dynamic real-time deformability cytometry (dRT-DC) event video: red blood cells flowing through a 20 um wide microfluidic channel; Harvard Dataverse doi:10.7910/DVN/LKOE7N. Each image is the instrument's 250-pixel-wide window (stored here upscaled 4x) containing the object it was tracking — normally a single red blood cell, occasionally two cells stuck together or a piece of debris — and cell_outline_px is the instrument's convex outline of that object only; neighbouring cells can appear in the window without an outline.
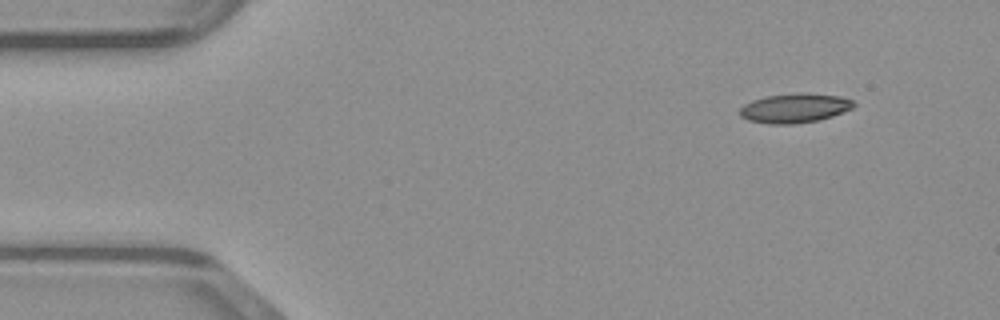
{"species": "common noctule bat (a hibernating species)", "species_latin": "Nyctalus noctula", "temperature_condition": "warm", "stored_images_in_passage": 44, "camera_frame_rate_fps": 3000, "um_per_image_px": 0.085, "animal": {"sex": "male", "body_mass_g": 23.1, "forearm_length_mm": 52.7}, "frame": {"image": 1, "passage_image": 1, "time_ms": 0.0, "image_size_px": [1000, 320], "cell_outline_px": [[856, 104], [852, 108], [832, 116], [816, 120], [792, 124], [768, 124], [748, 120], [740, 116], [740, 108], [744, 104], [752, 100], [764, 96], [840, 96], [852, 100]], "centroid_in_image_um": [67.48, 9.24], "position_along_channel_um": 17.5, "area_um2": 18.38}}
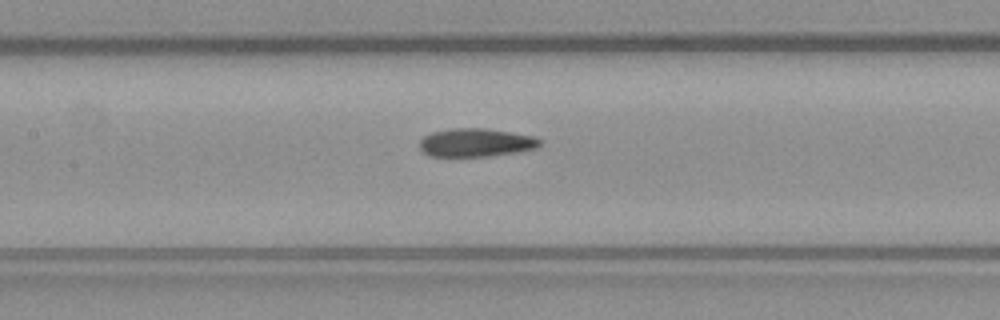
{"frame": {"image": 2, "passage_image": 18, "time_ms": 5.667, "image_size_px": [1000, 320], "cell_outline_px": [[544, 140], [536, 148], [520, 152], [492, 156], [428, 156], [420, 148], [420, 140], [424, 136], [432, 132], [452, 128], [484, 128], [536, 136]], "centroid_in_image_um": [40.5, 12.12], "position_along_channel_um": 166.9, "area_um2": 20.06}}
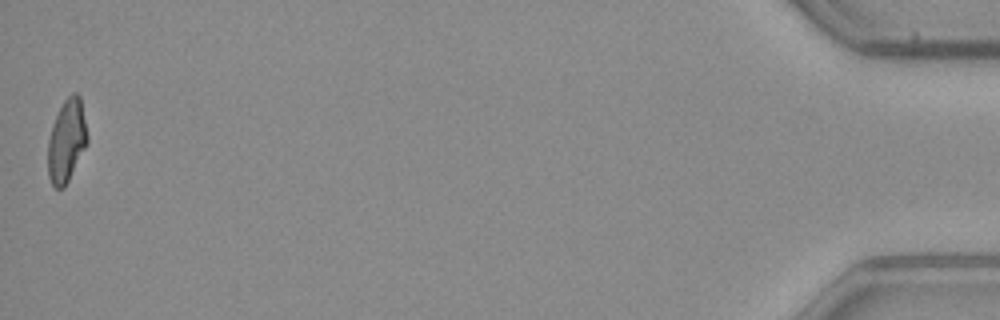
{"frame": {"image": 3, "passage_image": 44, "time_ms": 14.333, "image_size_px": [1000, 320], "cell_outline_px": [[88, 144], [64, 188], [52, 188], [48, 176], [48, 140], [52, 124], [64, 100], [72, 92], [76, 92], [80, 96], [88, 136]], "centroid_in_image_um": [5.66, 11.99], "position_along_channel_um": 429.5, "area_um2": 19.19}}